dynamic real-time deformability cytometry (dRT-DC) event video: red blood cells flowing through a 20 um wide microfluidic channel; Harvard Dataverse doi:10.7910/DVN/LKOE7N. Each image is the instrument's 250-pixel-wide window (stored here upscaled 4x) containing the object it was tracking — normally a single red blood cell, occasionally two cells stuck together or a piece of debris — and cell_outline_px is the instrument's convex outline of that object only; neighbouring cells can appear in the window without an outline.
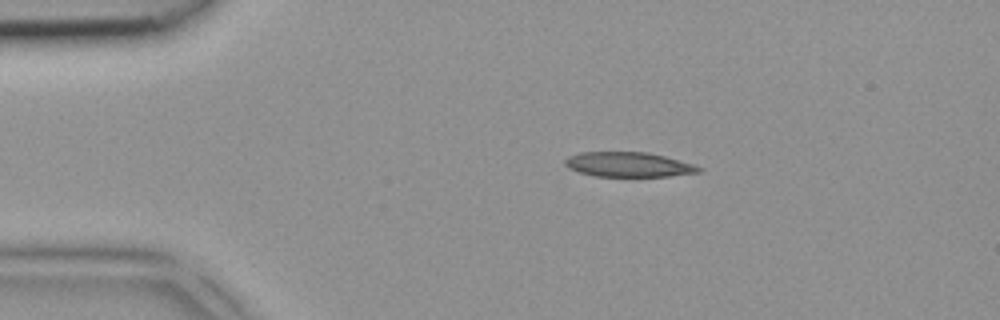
{"species": "common noctule bat (a hibernating species)", "species_latin": "Nyctalus noctula", "temperature_condition": "room temperature", "stored_images_in_passage": 2, "camera_frame_rate_fps": 3000, "um_per_image_px": 0.085, "animal": {"sex": "female", "body_mass_g": 18.4}, "frame": {"image": 1, "passage_image": 1, "time_ms": 0.0, "image_size_px": [1000, 320], "cell_outline_px": [[704, 168], [700, 172], [668, 176], [596, 176], [580, 172], [568, 168], [564, 164], [564, 160], [568, 156], [580, 152], [648, 152], [664, 156], [692, 164]], "centroid_in_image_um": [53.4, 13.98], "position_along_channel_um": 31.6, "area_um2": 19.19}}